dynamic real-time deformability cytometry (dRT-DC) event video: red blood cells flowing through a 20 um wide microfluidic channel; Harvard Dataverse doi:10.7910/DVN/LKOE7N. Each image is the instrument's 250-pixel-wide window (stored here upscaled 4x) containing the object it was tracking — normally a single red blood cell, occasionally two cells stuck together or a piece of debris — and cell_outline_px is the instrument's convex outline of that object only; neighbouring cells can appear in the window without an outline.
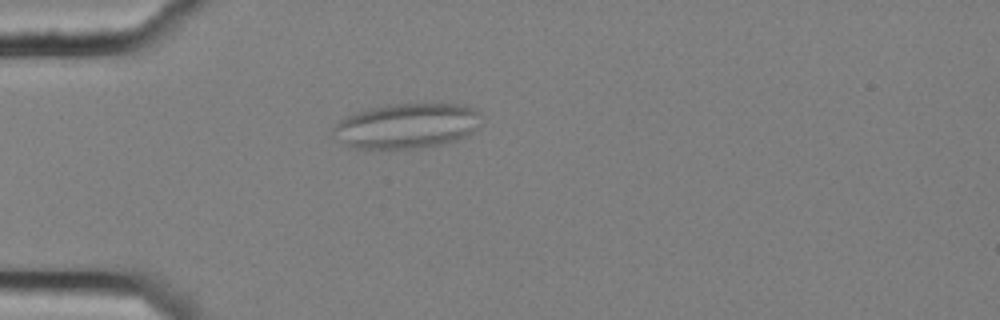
{"species": "common noctule bat (a hibernating species)", "species_latin": "Nyctalus noctula", "temperature_condition": "cold", "stored_images_in_passage": 5, "camera_frame_rate_fps": 3000, "um_per_image_px": 0.085, "animal": {"sex": "female", "body_mass_g": 25.1}, "frame": {"image": 1, "passage_image": 4, "time_ms": 1.0, "image_size_px": [1000, 320], "cell_outline_px": [[484, 116], [480, 124], [468, 136], [456, 140], [440, 144], [416, 148], [356, 148], [344, 144], [332, 132], [332, 128], [340, 120], [356, 112], [368, 108], [396, 104], [440, 100], [464, 104], [480, 108]], "centroid_in_image_um": [34.73, 10.63], "position_along_channel_um": 50.3, "area_um2": 40.06}}